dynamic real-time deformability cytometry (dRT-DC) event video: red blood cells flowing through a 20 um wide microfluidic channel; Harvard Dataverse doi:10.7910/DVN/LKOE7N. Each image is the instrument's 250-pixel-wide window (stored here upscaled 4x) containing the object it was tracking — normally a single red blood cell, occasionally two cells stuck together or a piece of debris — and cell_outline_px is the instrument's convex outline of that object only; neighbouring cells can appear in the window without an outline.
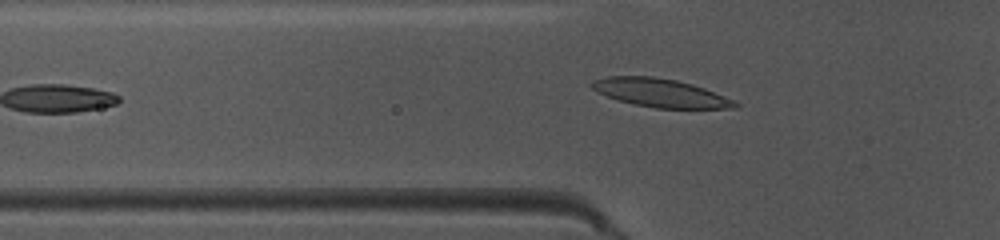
{"species": "common noctule bat (a hibernating species)", "species_latin": "Nyctalus noctula", "temperature_condition": "warm", "stored_images_in_passage": 31, "camera_frame_rate_fps": 3000, "um_per_image_px": 0.085, "animal": {"sex": "female", "body_mass_g": 10.0, "forearm_length_mm": 53.1}, "frame": {"image": 1, "passage_image": 2, "time_ms": 0.333, "image_size_px": [1000, 240], "cell_outline_px": [[740, 104], [736, 108], [656, 108], [636, 104], [620, 100], [596, 92], [588, 84], [592, 80], [608, 76], [652, 76], [676, 80], [692, 84], [704, 88], [732, 100]], "centroid_in_image_um": [56.08, 7.88], "position_along_channel_um": 69.7, "area_um2": 23.41}}
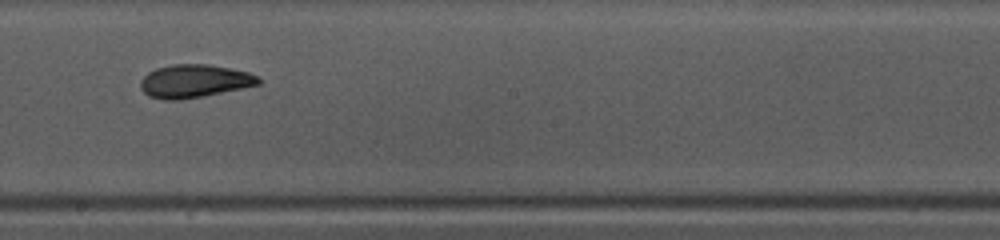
{"frame": {"image": 2, "passage_image": 14, "time_ms": 4.333, "image_size_px": [1000, 240], "cell_outline_px": [[260, 84], [200, 96], [176, 100], [164, 100], [148, 96], [140, 88], [140, 80], [148, 72], [156, 68], [172, 64], [208, 64], [248, 72], [260, 76]], "centroid_in_image_um": [16.48, 6.88], "position_along_channel_um": 231.7, "area_um2": 22.54}}
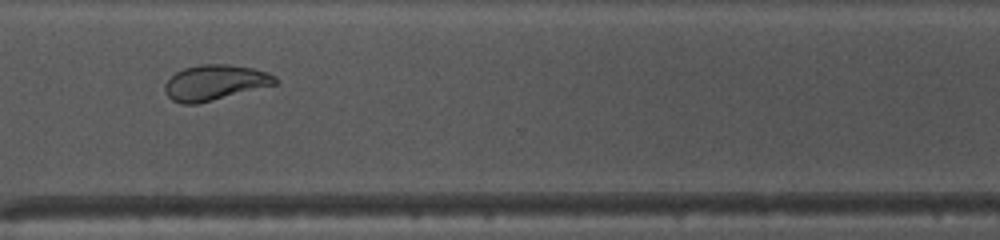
{"frame": {"image": 3, "passage_image": 23, "time_ms": 7.333, "image_size_px": [1000, 240], "cell_outline_px": [[276, 84], [196, 104], [180, 104], [172, 100], [168, 96], [164, 88], [164, 84], [176, 72], [184, 68], [200, 64], [228, 64], [252, 68], [268, 72], [276, 76]], "centroid_in_image_um": [18.24, 7.01], "position_along_channel_um": 352.4, "area_um2": 22.54}, "authors_computed_cell_mechanics": {"area_um2": 22.4842, "velocity_mm_per_s": 4.0411, "shape_relaxation_time_tau1_ms": 3.851, "shape_relaxation_time_tau2_ms": 1.6096, "deformation_change_tau1": 0.1895, "deformation_change_tau2": 0.0594}}